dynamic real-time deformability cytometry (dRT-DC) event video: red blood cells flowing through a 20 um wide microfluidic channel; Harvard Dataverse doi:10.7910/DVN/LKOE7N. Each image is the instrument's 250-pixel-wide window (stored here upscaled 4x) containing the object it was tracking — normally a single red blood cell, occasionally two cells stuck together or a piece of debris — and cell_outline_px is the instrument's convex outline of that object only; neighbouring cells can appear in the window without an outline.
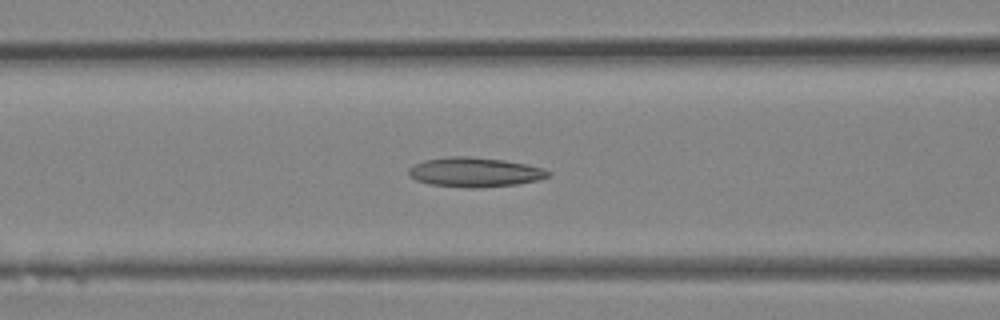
{"species": "Egyptian fruit bat (a non-hibernating species)", "species_latin": "Rousettus aegyptiacus", "temperature_condition": "room temperature", "stored_images_in_passage": 29, "camera_frame_rate_fps": 3000, "um_per_image_px": 0.085, "animal": {"sex": "female"}, "frame": {"image": 1, "passage_image": 12, "time_ms": 3.667, "image_size_px": [1000, 320], "cell_outline_px": [[552, 172], [548, 176], [536, 180], [516, 184], [476, 188], [468, 188], [428, 184], [416, 180], [408, 176], [408, 168], [412, 164], [424, 160], [448, 156], [472, 156], [504, 160], [528, 164], [544, 168]], "centroid_in_image_um": [40.31, 14.62], "position_along_channel_um": 126.3, "area_um2": 24.28}}
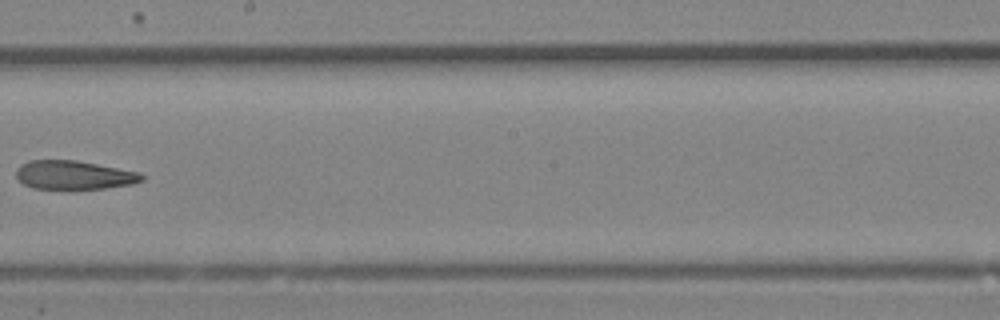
{"frame": {"image": 2, "passage_image": 17, "time_ms": 5.333, "image_size_px": [1000, 320], "cell_outline_px": [[144, 180], [132, 184], [104, 188], [32, 188], [24, 184], [16, 176], [16, 168], [20, 164], [28, 160], [76, 160], [140, 172], [144, 176]], "centroid_in_image_um": [6.28, 14.86], "position_along_channel_um": 241.9, "area_um2": 20.92}}
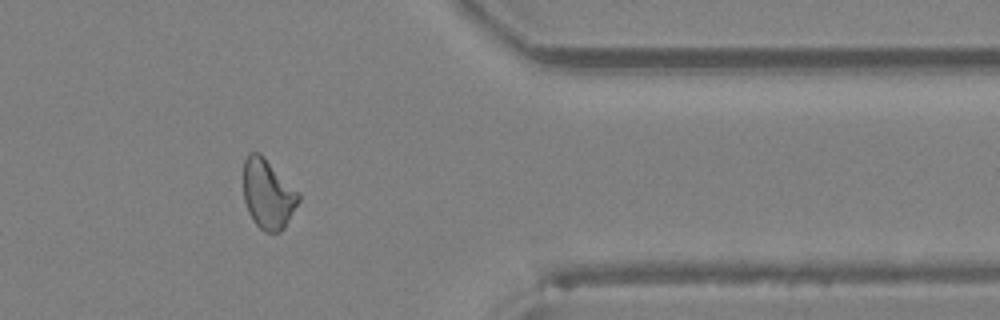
{"frame": {"image": 3, "passage_image": 24, "time_ms": 7.667, "image_size_px": [1000, 320], "cell_outline_px": [[300, 200], [284, 228], [280, 232], [264, 232], [252, 220], [248, 212], [244, 200], [244, 160], [248, 152], [260, 152], [300, 192]], "centroid_in_image_um": [22.78, 16.48], "position_along_channel_um": 388.6, "area_um2": 22.6}}